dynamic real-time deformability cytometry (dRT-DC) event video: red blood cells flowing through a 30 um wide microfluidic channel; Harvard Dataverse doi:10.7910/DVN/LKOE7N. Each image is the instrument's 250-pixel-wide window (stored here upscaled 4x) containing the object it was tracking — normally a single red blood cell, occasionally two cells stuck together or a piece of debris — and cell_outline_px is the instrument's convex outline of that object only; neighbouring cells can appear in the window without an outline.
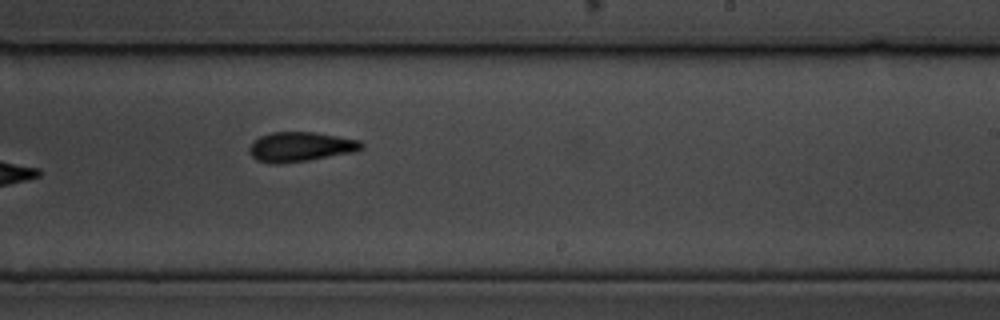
{"species": "common noctule bat (a hibernating species)", "species_latin": "Nyctalus noctula", "temperature_condition": "cold", "stored_images_in_passage": 10, "camera_frame_rate_fps": 3000, "um_per_image_px": 0.085, "animal": {"sex": "male", "body_mass_g": 19.5, "forearm_length_mm": 54.6}, "frame": {"image": 1, "passage_image": 10, "time_ms": 11.0, "image_size_px": [1000, 320], "cell_outline_px": [[364, 148], [356, 152], [308, 160], [280, 164], [272, 164], [256, 160], [248, 152], [248, 148], [260, 136], [272, 132], [312, 132], [360, 140], [364, 144]], "centroid_in_image_um": [25.55, 12.49], "position_along_channel_um": 263.4, "area_um2": 19.42}}